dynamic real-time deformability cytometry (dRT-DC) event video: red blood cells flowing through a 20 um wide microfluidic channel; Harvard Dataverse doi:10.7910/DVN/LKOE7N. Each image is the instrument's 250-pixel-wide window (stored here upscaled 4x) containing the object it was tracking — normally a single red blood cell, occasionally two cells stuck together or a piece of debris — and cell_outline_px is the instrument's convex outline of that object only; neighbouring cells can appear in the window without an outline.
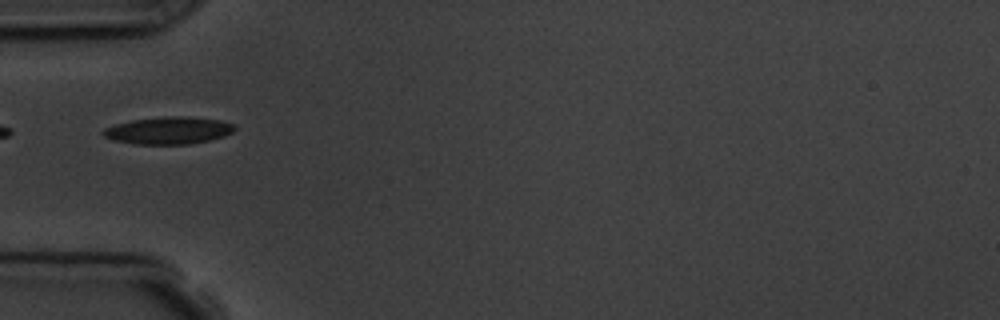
{"species": "common noctule bat (a hibernating species)", "species_latin": "Nyctalus noctula", "temperature_condition": "room temperature", "stored_images_in_passage": 5, "camera_frame_rate_fps": 3000, "um_per_image_px": 0.085, "animal": {"sex": "male", "body_mass_g": 19.5, "forearm_length_mm": 54.6}, "frame": {"image": 1, "passage_image": 5, "time_ms": 5.333, "image_size_px": [1000, 320], "cell_outline_px": [[236, 128], [232, 132], [224, 136], [208, 140], [188, 144], [132, 144], [112, 140], [104, 136], [100, 132], [104, 128], [116, 124], [132, 120], [164, 116], [184, 116], [220, 120], [232, 124]], "centroid_in_image_um": [14.28, 11.09], "position_along_channel_um": 70.7, "area_um2": 20.87}}